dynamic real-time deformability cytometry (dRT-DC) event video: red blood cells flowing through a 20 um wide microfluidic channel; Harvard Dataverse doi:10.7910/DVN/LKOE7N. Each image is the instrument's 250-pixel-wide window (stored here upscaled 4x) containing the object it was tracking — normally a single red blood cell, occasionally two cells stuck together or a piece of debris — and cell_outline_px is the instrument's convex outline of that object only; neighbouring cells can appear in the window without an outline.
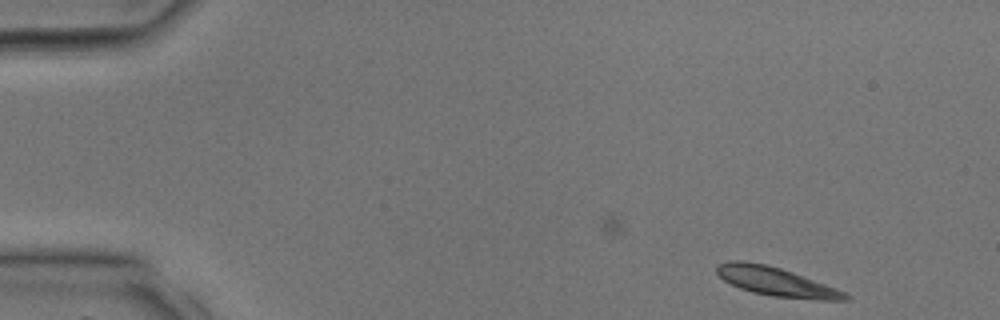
{"species": "common noctule bat (a hibernating species)", "species_latin": "Nyctalus noctula", "temperature_condition": "room temperature", "stored_images_in_passage": 2, "camera_frame_rate_fps": 3000, "um_per_image_px": 0.085, "animal": {"sex": "male", "body_mass_g": 17.9, "forearm_length_mm": 54.2}, "frame": {"image": 1, "passage_image": 2, "time_ms": 0.333, "image_size_px": [1000, 320], "cell_outline_px": [[848, 300], [820, 300], [772, 296], [752, 292], [740, 288], [724, 280], [716, 272], [716, 264], [728, 260], [744, 260], [768, 264], [792, 272], [848, 292]], "centroid_in_image_um": [65.95, 23.92], "position_along_channel_um": 19.0, "area_um2": 21.68}}